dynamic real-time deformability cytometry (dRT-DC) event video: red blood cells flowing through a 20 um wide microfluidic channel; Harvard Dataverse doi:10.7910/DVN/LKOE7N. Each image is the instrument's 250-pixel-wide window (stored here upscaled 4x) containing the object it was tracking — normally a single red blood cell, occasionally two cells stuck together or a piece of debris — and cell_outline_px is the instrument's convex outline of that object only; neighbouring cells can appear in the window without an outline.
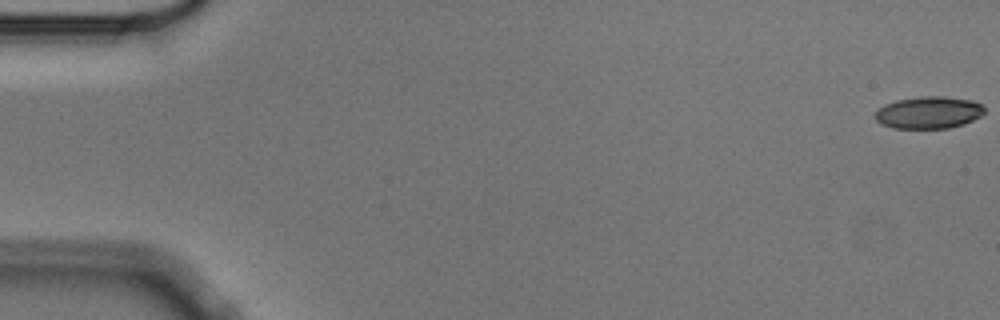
{"species": "Egyptian fruit bat (a non-hibernating species)", "species_latin": "Rousettus aegyptiacus", "temperature_condition": "cold", "stored_images_in_passage": 5, "camera_frame_rate_fps": 3000, "um_per_image_px": 0.085, "animal": {"sex": "male"}, "frame": {"image": 1, "passage_image": 1, "time_ms": 0.0, "image_size_px": [1000, 320], "cell_outline_px": [[984, 112], [980, 116], [964, 124], [948, 128], [892, 128], [880, 124], [876, 120], [876, 112], [884, 104], [896, 100], [920, 96], [944, 96], [972, 100], [980, 104], [984, 108]], "centroid_in_image_um": [78.93, 9.56], "position_along_channel_um": 6.1, "area_um2": 20.46}}
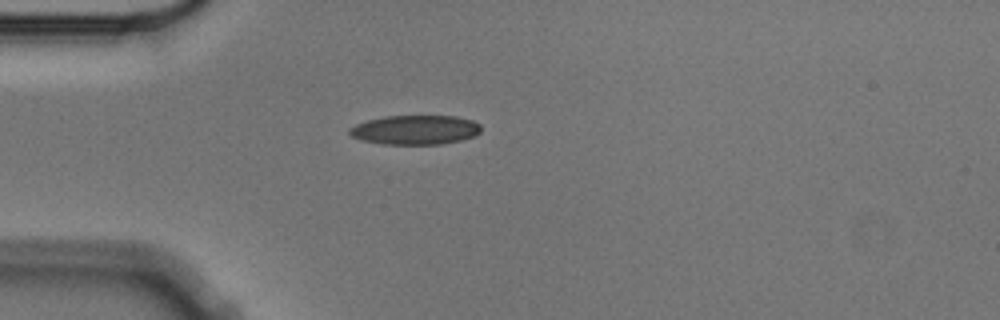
{"frame": {"image": 2, "passage_image": 5, "time_ms": 1.333, "image_size_px": [1000, 320], "cell_outline_px": [[480, 132], [476, 136], [460, 140], [440, 144], [384, 144], [360, 140], [352, 136], [348, 132], [348, 128], [356, 124], [368, 120], [384, 116], [456, 116], [472, 120], [480, 124]], "centroid_in_image_um": [35.29, 11.03], "position_along_channel_um": 49.7, "area_um2": 22.54}}